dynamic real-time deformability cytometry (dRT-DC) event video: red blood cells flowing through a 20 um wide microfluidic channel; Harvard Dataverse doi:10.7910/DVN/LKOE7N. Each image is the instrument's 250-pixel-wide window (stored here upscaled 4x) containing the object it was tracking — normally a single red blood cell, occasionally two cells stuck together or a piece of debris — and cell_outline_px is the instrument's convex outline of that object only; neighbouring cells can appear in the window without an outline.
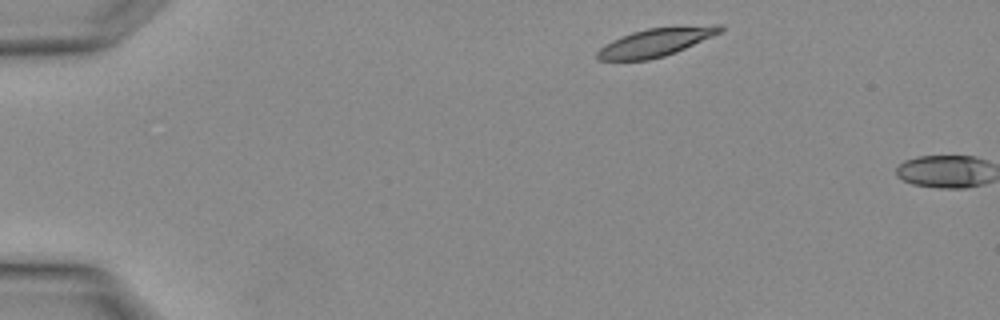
{"species": "Egyptian fruit bat (a non-hibernating species)", "species_latin": "Rousettus aegyptiacus", "temperature_condition": "warm", "stored_images_in_passage": 2, "camera_frame_rate_fps": 3000, "um_per_image_px": 0.085, "animal": {"sex": "female"}, "frame": {"image": 1, "passage_image": 1, "time_ms": 0.0, "image_size_px": [1000, 320], "cell_outline_px": [[724, 28], [720, 32], [712, 36], [676, 52], [664, 56], [648, 60], [600, 60], [596, 56], [596, 52], [604, 44], [620, 36], [632, 32], [648, 28], [712, 24], [720, 24]], "centroid_in_image_um": [55.73, 3.58], "position_along_channel_um": 29.3, "area_um2": 20.17}}